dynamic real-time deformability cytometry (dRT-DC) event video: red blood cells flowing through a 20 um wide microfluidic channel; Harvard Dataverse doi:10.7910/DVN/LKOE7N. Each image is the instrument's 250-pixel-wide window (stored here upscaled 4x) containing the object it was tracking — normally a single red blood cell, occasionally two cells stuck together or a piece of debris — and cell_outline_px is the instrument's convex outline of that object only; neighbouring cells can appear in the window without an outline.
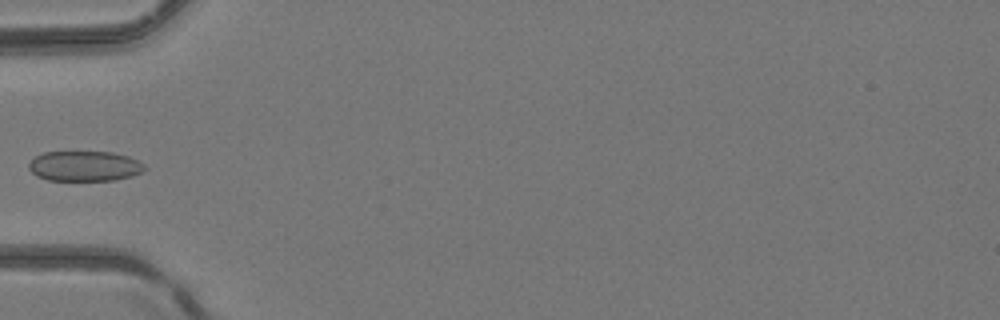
{"species": "common noctule bat (a hibernating species)", "species_latin": "Nyctalus noctula", "temperature_condition": "room temperature", "stored_images_in_passage": 5, "camera_frame_rate_fps": 3000, "um_per_image_px": 0.085, "animal": {"sex": "female", "body_mass_g": 24.6, "forearm_length_mm": 56.2}, "frame": {"image": 1, "passage_image": 5, "time_ms": 4.667, "image_size_px": [1000, 320], "cell_outline_px": [[148, 168], [132, 176], [116, 180], [48, 180], [36, 176], [28, 168], [28, 164], [36, 156], [44, 152], [112, 152], [128, 156], [144, 164]], "centroid_in_image_um": [7.19, 14.12], "position_along_channel_um": 77.8, "area_um2": 20.35}}